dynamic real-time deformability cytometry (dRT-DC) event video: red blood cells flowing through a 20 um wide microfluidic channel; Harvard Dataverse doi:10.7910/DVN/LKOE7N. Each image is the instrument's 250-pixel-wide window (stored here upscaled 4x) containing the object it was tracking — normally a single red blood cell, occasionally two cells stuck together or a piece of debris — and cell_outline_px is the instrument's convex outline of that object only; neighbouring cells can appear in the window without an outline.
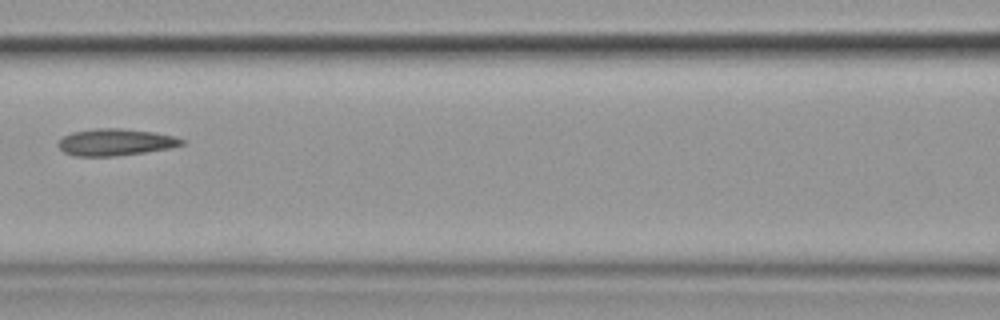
{"species": "common noctule bat (a hibernating species)", "species_latin": "Nyctalus noctula", "temperature_condition": "cold", "stored_images_in_passage": 12, "camera_frame_rate_fps": 3000, "um_per_image_px": 0.085, "animal": {"sex": "female", "body_mass_g": 19.9}, "frame": {"image": 1, "passage_image": 4, "time_ms": 3.667, "image_size_px": [1000, 320], "cell_outline_px": [[184, 144], [172, 148], [116, 156], [72, 156], [64, 152], [56, 144], [64, 136], [72, 132], [96, 128], [120, 128], [156, 132], [176, 136], [184, 140]], "centroid_in_image_um": [9.83, 12.08], "position_along_channel_um": 156.8, "area_um2": 19.48}}
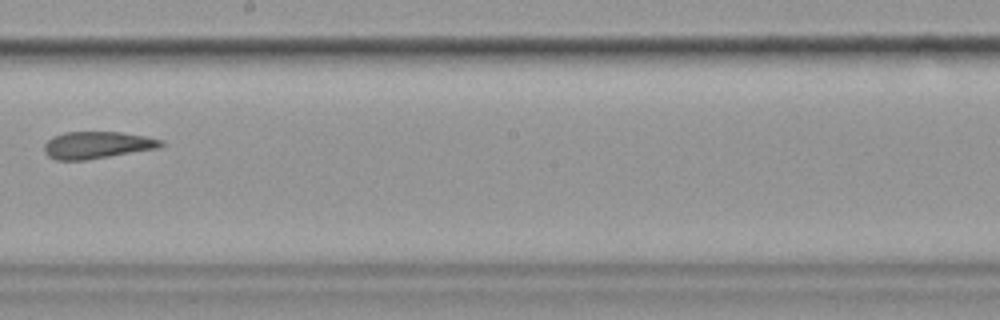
{"frame": {"image": 2, "passage_image": 6, "time_ms": 6.0, "image_size_px": [1000, 320], "cell_outline_px": [[164, 144], [160, 148], [88, 160], [56, 160], [48, 156], [44, 152], [44, 144], [52, 136], [64, 132], [120, 132], [144, 136], [164, 140]], "centroid_in_image_um": [8.26, 12.33], "position_along_channel_um": 239.9, "area_um2": 18.61}}
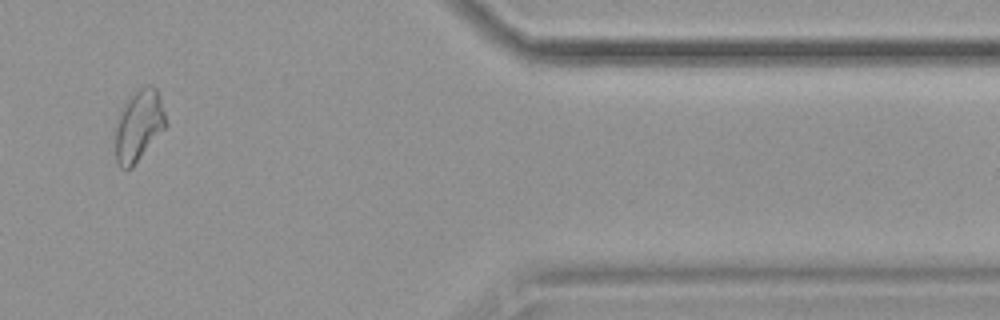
{"frame": {"image": 3, "passage_image": 10, "time_ms": 11.333, "image_size_px": [1000, 320], "cell_outline_px": [[168, 124], [132, 168], [120, 168], [116, 160], [116, 120], [124, 100], [132, 92], [148, 84], [152, 84], [156, 88], [160, 96]], "centroid_in_image_um": [11.79, 10.62], "position_along_channel_um": 399.6, "area_um2": 21.27}, "authors_computed_cell_mechanics": {"area_um2": 19.5653, "velocity_mm_per_s": 3.5715, "shape_relaxation_time_tau1_ms": null, "shape_relaxation_time_tau2_ms": 10.4515, "deformation_change_tau1": null, "deformation_change_tau2": 0.1589}}